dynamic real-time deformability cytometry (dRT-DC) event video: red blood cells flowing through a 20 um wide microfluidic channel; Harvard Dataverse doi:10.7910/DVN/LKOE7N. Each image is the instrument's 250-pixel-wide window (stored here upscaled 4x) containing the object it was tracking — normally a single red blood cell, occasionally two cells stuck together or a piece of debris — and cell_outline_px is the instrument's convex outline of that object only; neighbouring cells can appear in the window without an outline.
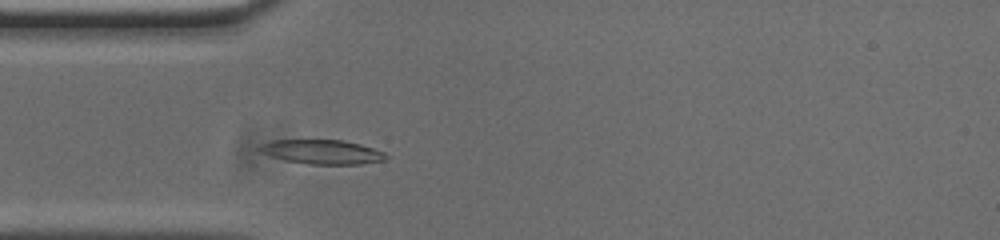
{"species": "common noctule bat (a hibernating species)", "species_latin": "Nyctalus noctula", "temperature_condition": "cold", "stored_images_in_passage": 49, "camera_frame_rate_fps": 3000, "um_per_image_px": 0.085, "animal": {"sex": "male", "body_mass_g": 20.0, "forearm_length_mm": 53.3}, "frame": {"image": 1, "passage_image": 10, "time_ms": 3.0, "image_size_px": [1000, 240], "cell_outline_px": [[388, 156], [384, 160], [360, 164], [308, 164], [284, 160], [260, 152], [260, 144], [272, 140], [340, 140], [360, 144], [384, 152]], "centroid_in_image_um": [27.37, 12.91], "position_along_channel_um": 57.6, "area_um2": 17.69}}
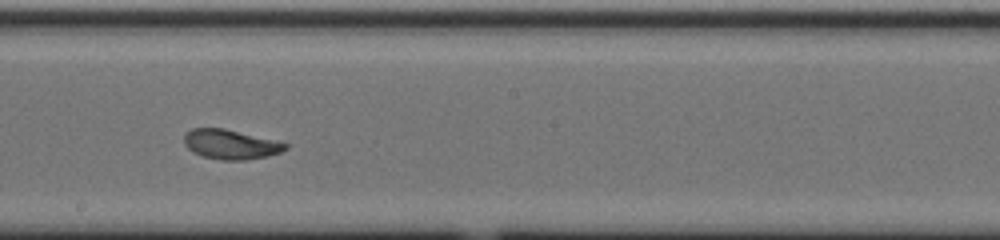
{"frame": {"image": 2, "passage_image": 24, "time_ms": 7.667, "image_size_px": [1000, 240], "cell_outline_px": [[288, 148], [280, 152], [264, 156], [244, 160], [220, 160], [204, 156], [192, 152], [184, 144], [184, 136], [192, 128], [224, 128], [288, 144]], "centroid_in_image_um": [19.55, 12.27], "position_along_channel_um": 228.6, "area_um2": 17.11}}
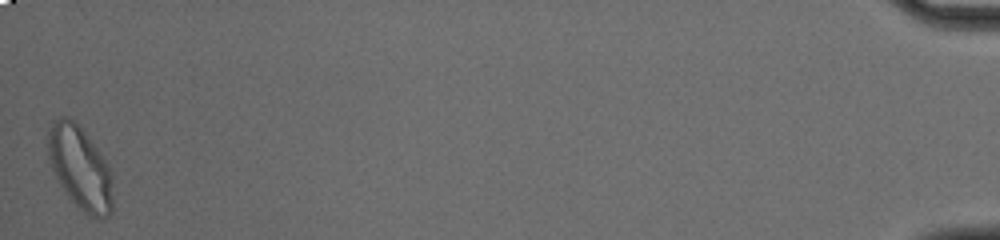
{"frame": {"image": 3, "passage_image": 49, "time_ms": 16.0, "image_size_px": [1000, 240], "cell_outline_px": [[112, 212], [104, 220], [100, 220], [84, 212], [68, 196], [60, 184], [48, 160], [48, 132], [52, 124], [60, 116], [68, 116], [84, 132], [108, 164], [112, 180]], "centroid_in_image_um": [6.82, 14.3], "position_along_channel_um": 428.4, "area_um2": 30.98}, "authors_computed_cell_mechanics": {"area_um2": 17.6868, "velocity_mm_per_s": 3.6856, "shape_relaxation_time_tau1_ms": 3.658, "shape_relaxation_time_tau2_ms": 1.1367, "deformation_change_tau1": 0.1613, "deformation_change_tau2": 0.0715}}